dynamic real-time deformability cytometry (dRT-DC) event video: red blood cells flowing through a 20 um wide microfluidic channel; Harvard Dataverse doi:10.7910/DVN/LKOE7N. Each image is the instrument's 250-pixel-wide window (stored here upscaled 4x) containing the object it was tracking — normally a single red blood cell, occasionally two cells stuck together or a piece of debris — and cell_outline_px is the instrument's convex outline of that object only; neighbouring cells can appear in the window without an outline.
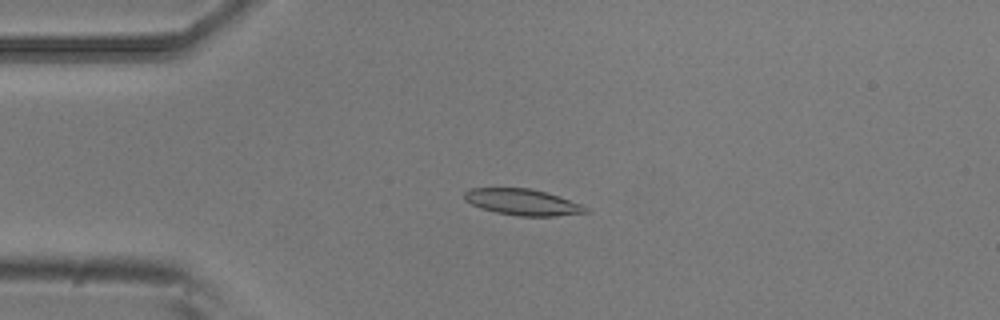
{"species": "common noctule bat (a hibernating species)", "species_latin": "Nyctalus noctula", "temperature_condition": "room temperature", "stored_images_in_passage": 4, "camera_frame_rate_fps": 3000, "um_per_image_px": 0.085, "animal": {"sex": "male", "body_mass_g": 20.5, "forearm_length_mm": 52.5}, "frame": {"image": 1, "passage_image": 3, "time_ms": 0.667, "image_size_px": [1000, 320], "cell_outline_px": [[588, 212], [556, 216], [520, 216], [496, 212], [480, 208], [464, 200], [464, 192], [468, 188], [528, 188], [544, 192], [580, 204], [588, 208]], "centroid_in_image_um": [44.36, 17.18], "position_along_channel_um": 40.6, "area_um2": 18.26}}